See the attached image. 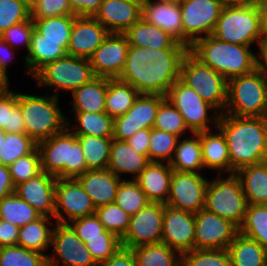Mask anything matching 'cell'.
<instances>
[{
  "mask_svg": "<svg viewBox=\"0 0 267 266\" xmlns=\"http://www.w3.org/2000/svg\"><path fill=\"white\" fill-rule=\"evenodd\" d=\"M108 78L94 77L72 92L73 112H105Z\"/></svg>",
  "mask_w": 267,
  "mask_h": 266,
  "instance_id": "f546056e",
  "label": "cell"
},
{
  "mask_svg": "<svg viewBox=\"0 0 267 266\" xmlns=\"http://www.w3.org/2000/svg\"><path fill=\"white\" fill-rule=\"evenodd\" d=\"M150 161L132 148L126 141L113 139L107 169L121 178L122 173H129L135 180Z\"/></svg>",
  "mask_w": 267,
  "mask_h": 266,
  "instance_id": "83f0119b",
  "label": "cell"
},
{
  "mask_svg": "<svg viewBox=\"0 0 267 266\" xmlns=\"http://www.w3.org/2000/svg\"><path fill=\"white\" fill-rule=\"evenodd\" d=\"M98 266H136L134 254L131 249L121 247L108 260Z\"/></svg>",
  "mask_w": 267,
  "mask_h": 266,
  "instance_id": "94428289",
  "label": "cell"
},
{
  "mask_svg": "<svg viewBox=\"0 0 267 266\" xmlns=\"http://www.w3.org/2000/svg\"><path fill=\"white\" fill-rule=\"evenodd\" d=\"M221 177L218 173L217 178L208 182L204 208L240 227L248 206L242 184L235 173Z\"/></svg>",
  "mask_w": 267,
  "mask_h": 266,
  "instance_id": "ba28073f",
  "label": "cell"
},
{
  "mask_svg": "<svg viewBox=\"0 0 267 266\" xmlns=\"http://www.w3.org/2000/svg\"><path fill=\"white\" fill-rule=\"evenodd\" d=\"M141 17L148 23L169 33L183 44V27L180 4L169 5L152 0L142 3Z\"/></svg>",
  "mask_w": 267,
  "mask_h": 266,
  "instance_id": "484cf974",
  "label": "cell"
},
{
  "mask_svg": "<svg viewBox=\"0 0 267 266\" xmlns=\"http://www.w3.org/2000/svg\"><path fill=\"white\" fill-rule=\"evenodd\" d=\"M96 207L76 178H58L55 185V221H71L95 214Z\"/></svg>",
  "mask_w": 267,
  "mask_h": 266,
  "instance_id": "4fadbf2b",
  "label": "cell"
},
{
  "mask_svg": "<svg viewBox=\"0 0 267 266\" xmlns=\"http://www.w3.org/2000/svg\"><path fill=\"white\" fill-rule=\"evenodd\" d=\"M95 215L103 224L106 231L115 234L120 239L123 238L129 228L131 216L115 202L97 207Z\"/></svg>",
  "mask_w": 267,
  "mask_h": 266,
  "instance_id": "7dc6e473",
  "label": "cell"
},
{
  "mask_svg": "<svg viewBox=\"0 0 267 266\" xmlns=\"http://www.w3.org/2000/svg\"><path fill=\"white\" fill-rule=\"evenodd\" d=\"M129 47L124 33H109L89 58L95 77L119 78L125 67Z\"/></svg>",
  "mask_w": 267,
  "mask_h": 266,
  "instance_id": "d6986e66",
  "label": "cell"
},
{
  "mask_svg": "<svg viewBox=\"0 0 267 266\" xmlns=\"http://www.w3.org/2000/svg\"><path fill=\"white\" fill-rule=\"evenodd\" d=\"M139 94L129 83L108 78L105 112L113 118L125 114Z\"/></svg>",
  "mask_w": 267,
  "mask_h": 266,
  "instance_id": "d590c367",
  "label": "cell"
},
{
  "mask_svg": "<svg viewBox=\"0 0 267 266\" xmlns=\"http://www.w3.org/2000/svg\"><path fill=\"white\" fill-rule=\"evenodd\" d=\"M71 121L61 133L37 143L41 171L58 178H77L87 171L81 144L71 132Z\"/></svg>",
  "mask_w": 267,
  "mask_h": 266,
  "instance_id": "277c9868",
  "label": "cell"
},
{
  "mask_svg": "<svg viewBox=\"0 0 267 266\" xmlns=\"http://www.w3.org/2000/svg\"><path fill=\"white\" fill-rule=\"evenodd\" d=\"M179 79L192 89L220 114L225 112L227 104L228 81L211 67L203 64L190 51L181 62Z\"/></svg>",
  "mask_w": 267,
  "mask_h": 266,
  "instance_id": "52a82bcc",
  "label": "cell"
},
{
  "mask_svg": "<svg viewBox=\"0 0 267 266\" xmlns=\"http://www.w3.org/2000/svg\"><path fill=\"white\" fill-rule=\"evenodd\" d=\"M76 137L81 144L87 170L107 169L113 138L91 135H76Z\"/></svg>",
  "mask_w": 267,
  "mask_h": 266,
  "instance_id": "f35d334b",
  "label": "cell"
},
{
  "mask_svg": "<svg viewBox=\"0 0 267 266\" xmlns=\"http://www.w3.org/2000/svg\"><path fill=\"white\" fill-rule=\"evenodd\" d=\"M131 250L136 266H182V255L163 243L143 245Z\"/></svg>",
  "mask_w": 267,
  "mask_h": 266,
  "instance_id": "8d00e7d4",
  "label": "cell"
},
{
  "mask_svg": "<svg viewBox=\"0 0 267 266\" xmlns=\"http://www.w3.org/2000/svg\"><path fill=\"white\" fill-rule=\"evenodd\" d=\"M153 1L165 3V4H169V5H174V4H180L183 0H153Z\"/></svg>",
  "mask_w": 267,
  "mask_h": 266,
  "instance_id": "8c879c8a",
  "label": "cell"
},
{
  "mask_svg": "<svg viewBox=\"0 0 267 266\" xmlns=\"http://www.w3.org/2000/svg\"><path fill=\"white\" fill-rule=\"evenodd\" d=\"M189 49H151L130 46L125 67L118 78L140 94L166 96L179 79L180 65Z\"/></svg>",
  "mask_w": 267,
  "mask_h": 266,
  "instance_id": "6da1fadb",
  "label": "cell"
},
{
  "mask_svg": "<svg viewBox=\"0 0 267 266\" xmlns=\"http://www.w3.org/2000/svg\"><path fill=\"white\" fill-rule=\"evenodd\" d=\"M165 97L183 116L184 122L192 134L212 130L209 125L211 122L215 129L217 128L220 113H214L209 117L208 112L211 110L216 112V109L180 79L170 87Z\"/></svg>",
  "mask_w": 267,
  "mask_h": 266,
  "instance_id": "8fae6325",
  "label": "cell"
},
{
  "mask_svg": "<svg viewBox=\"0 0 267 266\" xmlns=\"http://www.w3.org/2000/svg\"><path fill=\"white\" fill-rule=\"evenodd\" d=\"M189 51L227 81L256 69V55L250 46L224 42L212 35L198 39Z\"/></svg>",
  "mask_w": 267,
  "mask_h": 266,
  "instance_id": "3957f363",
  "label": "cell"
},
{
  "mask_svg": "<svg viewBox=\"0 0 267 266\" xmlns=\"http://www.w3.org/2000/svg\"><path fill=\"white\" fill-rule=\"evenodd\" d=\"M89 195L95 207L115 201L121 178L108 169L87 170L76 178Z\"/></svg>",
  "mask_w": 267,
  "mask_h": 266,
  "instance_id": "cb8c5ba5",
  "label": "cell"
},
{
  "mask_svg": "<svg viewBox=\"0 0 267 266\" xmlns=\"http://www.w3.org/2000/svg\"><path fill=\"white\" fill-rule=\"evenodd\" d=\"M77 121L75 135H91L102 138L113 137L114 118L106 112H74Z\"/></svg>",
  "mask_w": 267,
  "mask_h": 266,
  "instance_id": "60d3db41",
  "label": "cell"
},
{
  "mask_svg": "<svg viewBox=\"0 0 267 266\" xmlns=\"http://www.w3.org/2000/svg\"><path fill=\"white\" fill-rule=\"evenodd\" d=\"M153 128L168 132L181 138L189 130L183 116L166 98L161 102Z\"/></svg>",
  "mask_w": 267,
  "mask_h": 266,
  "instance_id": "681fc988",
  "label": "cell"
},
{
  "mask_svg": "<svg viewBox=\"0 0 267 266\" xmlns=\"http://www.w3.org/2000/svg\"><path fill=\"white\" fill-rule=\"evenodd\" d=\"M130 46L151 49H189L161 28L146 22L142 17L125 33Z\"/></svg>",
  "mask_w": 267,
  "mask_h": 266,
  "instance_id": "4316f807",
  "label": "cell"
},
{
  "mask_svg": "<svg viewBox=\"0 0 267 266\" xmlns=\"http://www.w3.org/2000/svg\"><path fill=\"white\" fill-rule=\"evenodd\" d=\"M35 29L33 20L30 18L27 21L12 25L7 30L0 34V37L9 44L13 49L16 46H25L27 51L30 47L32 33ZM19 44V45H18Z\"/></svg>",
  "mask_w": 267,
  "mask_h": 266,
  "instance_id": "11a10c76",
  "label": "cell"
},
{
  "mask_svg": "<svg viewBox=\"0 0 267 266\" xmlns=\"http://www.w3.org/2000/svg\"><path fill=\"white\" fill-rule=\"evenodd\" d=\"M76 15L32 19L35 29L31 40L62 42L67 51L74 18Z\"/></svg>",
  "mask_w": 267,
  "mask_h": 266,
  "instance_id": "1f68e13d",
  "label": "cell"
},
{
  "mask_svg": "<svg viewBox=\"0 0 267 266\" xmlns=\"http://www.w3.org/2000/svg\"><path fill=\"white\" fill-rule=\"evenodd\" d=\"M161 243L178 251L181 255L192 251L195 243L194 213L165 204Z\"/></svg>",
  "mask_w": 267,
  "mask_h": 266,
  "instance_id": "ffe728a7",
  "label": "cell"
},
{
  "mask_svg": "<svg viewBox=\"0 0 267 266\" xmlns=\"http://www.w3.org/2000/svg\"><path fill=\"white\" fill-rule=\"evenodd\" d=\"M58 97L18 93L26 134L36 143L61 133L67 128V119L58 106Z\"/></svg>",
  "mask_w": 267,
  "mask_h": 266,
  "instance_id": "5b68a950",
  "label": "cell"
},
{
  "mask_svg": "<svg viewBox=\"0 0 267 266\" xmlns=\"http://www.w3.org/2000/svg\"><path fill=\"white\" fill-rule=\"evenodd\" d=\"M57 177L41 171L35 177L15 186V193L41 216H55V185Z\"/></svg>",
  "mask_w": 267,
  "mask_h": 266,
  "instance_id": "44dd1931",
  "label": "cell"
},
{
  "mask_svg": "<svg viewBox=\"0 0 267 266\" xmlns=\"http://www.w3.org/2000/svg\"><path fill=\"white\" fill-rule=\"evenodd\" d=\"M68 224L84 243L89 238L102 237V233L106 231L95 214L75 219Z\"/></svg>",
  "mask_w": 267,
  "mask_h": 266,
  "instance_id": "9f6ffc18",
  "label": "cell"
},
{
  "mask_svg": "<svg viewBox=\"0 0 267 266\" xmlns=\"http://www.w3.org/2000/svg\"><path fill=\"white\" fill-rule=\"evenodd\" d=\"M151 136V129H143L137 131L126 142L139 153L145 155L148 158L149 142Z\"/></svg>",
  "mask_w": 267,
  "mask_h": 266,
  "instance_id": "6125c7cd",
  "label": "cell"
},
{
  "mask_svg": "<svg viewBox=\"0 0 267 266\" xmlns=\"http://www.w3.org/2000/svg\"><path fill=\"white\" fill-rule=\"evenodd\" d=\"M52 225L49 217L41 216L35 221L20 227L17 245L29 250L44 254L51 247L52 231L48 226Z\"/></svg>",
  "mask_w": 267,
  "mask_h": 266,
  "instance_id": "e575fe53",
  "label": "cell"
},
{
  "mask_svg": "<svg viewBox=\"0 0 267 266\" xmlns=\"http://www.w3.org/2000/svg\"><path fill=\"white\" fill-rule=\"evenodd\" d=\"M194 249H227L239 233V227L205 208L194 213Z\"/></svg>",
  "mask_w": 267,
  "mask_h": 266,
  "instance_id": "ac0fdd59",
  "label": "cell"
},
{
  "mask_svg": "<svg viewBox=\"0 0 267 266\" xmlns=\"http://www.w3.org/2000/svg\"><path fill=\"white\" fill-rule=\"evenodd\" d=\"M217 132L212 130L199 132L202 147L203 165L206 169H216L231 174V163L228 153L226 139L222 132L216 128Z\"/></svg>",
  "mask_w": 267,
  "mask_h": 266,
  "instance_id": "f1b7e54d",
  "label": "cell"
},
{
  "mask_svg": "<svg viewBox=\"0 0 267 266\" xmlns=\"http://www.w3.org/2000/svg\"><path fill=\"white\" fill-rule=\"evenodd\" d=\"M13 49L9 44H7L1 37H0V68L3 69L6 73L8 67V61L13 59L14 54ZM10 60V61H11Z\"/></svg>",
  "mask_w": 267,
  "mask_h": 266,
  "instance_id": "e7e4bbea",
  "label": "cell"
},
{
  "mask_svg": "<svg viewBox=\"0 0 267 266\" xmlns=\"http://www.w3.org/2000/svg\"><path fill=\"white\" fill-rule=\"evenodd\" d=\"M260 17V35L261 41H267V0L262 3L258 8Z\"/></svg>",
  "mask_w": 267,
  "mask_h": 266,
  "instance_id": "003e7915",
  "label": "cell"
},
{
  "mask_svg": "<svg viewBox=\"0 0 267 266\" xmlns=\"http://www.w3.org/2000/svg\"><path fill=\"white\" fill-rule=\"evenodd\" d=\"M124 1H131V2H143L144 0H124Z\"/></svg>",
  "mask_w": 267,
  "mask_h": 266,
  "instance_id": "34e18365",
  "label": "cell"
},
{
  "mask_svg": "<svg viewBox=\"0 0 267 266\" xmlns=\"http://www.w3.org/2000/svg\"><path fill=\"white\" fill-rule=\"evenodd\" d=\"M109 33L94 17L76 16L67 55L89 59Z\"/></svg>",
  "mask_w": 267,
  "mask_h": 266,
  "instance_id": "7402d4cb",
  "label": "cell"
},
{
  "mask_svg": "<svg viewBox=\"0 0 267 266\" xmlns=\"http://www.w3.org/2000/svg\"><path fill=\"white\" fill-rule=\"evenodd\" d=\"M30 11L34 9V7L41 1V0H20Z\"/></svg>",
  "mask_w": 267,
  "mask_h": 266,
  "instance_id": "2644e50d",
  "label": "cell"
},
{
  "mask_svg": "<svg viewBox=\"0 0 267 266\" xmlns=\"http://www.w3.org/2000/svg\"><path fill=\"white\" fill-rule=\"evenodd\" d=\"M208 182L201 173L173 170L166 205L191 213L204 209Z\"/></svg>",
  "mask_w": 267,
  "mask_h": 266,
  "instance_id": "e0dca14e",
  "label": "cell"
},
{
  "mask_svg": "<svg viewBox=\"0 0 267 266\" xmlns=\"http://www.w3.org/2000/svg\"><path fill=\"white\" fill-rule=\"evenodd\" d=\"M15 192L10 170L8 166L0 164V200Z\"/></svg>",
  "mask_w": 267,
  "mask_h": 266,
  "instance_id": "be15d7a7",
  "label": "cell"
},
{
  "mask_svg": "<svg viewBox=\"0 0 267 266\" xmlns=\"http://www.w3.org/2000/svg\"><path fill=\"white\" fill-rule=\"evenodd\" d=\"M9 80L7 73L0 68V95H3L7 92H9Z\"/></svg>",
  "mask_w": 267,
  "mask_h": 266,
  "instance_id": "89a4df30",
  "label": "cell"
},
{
  "mask_svg": "<svg viewBox=\"0 0 267 266\" xmlns=\"http://www.w3.org/2000/svg\"><path fill=\"white\" fill-rule=\"evenodd\" d=\"M242 184L248 204L267 205V165H249L235 173Z\"/></svg>",
  "mask_w": 267,
  "mask_h": 266,
  "instance_id": "4dcf8cb0",
  "label": "cell"
},
{
  "mask_svg": "<svg viewBox=\"0 0 267 266\" xmlns=\"http://www.w3.org/2000/svg\"><path fill=\"white\" fill-rule=\"evenodd\" d=\"M223 6V0H183V45L190 48L198 39L212 35Z\"/></svg>",
  "mask_w": 267,
  "mask_h": 266,
  "instance_id": "7c38bea8",
  "label": "cell"
},
{
  "mask_svg": "<svg viewBox=\"0 0 267 266\" xmlns=\"http://www.w3.org/2000/svg\"><path fill=\"white\" fill-rule=\"evenodd\" d=\"M172 174L169 163L149 162L135 181L150 202L166 204Z\"/></svg>",
  "mask_w": 267,
  "mask_h": 266,
  "instance_id": "d4e9b609",
  "label": "cell"
},
{
  "mask_svg": "<svg viewBox=\"0 0 267 266\" xmlns=\"http://www.w3.org/2000/svg\"><path fill=\"white\" fill-rule=\"evenodd\" d=\"M0 266H48L47 255L21 246L0 248Z\"/></svg>",
  "mask_w": 267,
  "mask_h": 266,
  "instance_id": "bcb514c9",
  "label": "cell"
},
{
  "mask_svg": "<svg viewBox=\"0 0 267 266\" xmlns=\"http://www.w3.org/2000/svg\"><path fill=\"white\" fill-rule=\"evenodd\" d=\"M51 246L54 252L47 255L48 266H98L86 244L69 224L55 223Z\"/></svg>",
  "mask_w": 267,
  "mask_h": 266,
  "instance_id": "9a60e30c",
  "label": "cell"
},
{
  "mask_svg": "<svg viewBox=\"0 0 267 266\" xmlns=\"http://www.w3.org/2000/svg\"><path fill=\"white\" fill-rule=\"evenodd\" d=\"M0 128L6 133H26L18 93L10 90L0 95Z\"/></svg>",
  "mask_w": 267,
  "mask_h": 266,
  "instance_id": "7bdbcfd3",
  "label": "cell"
},
{
  "mask_svg": "<svg viewBox=\"0 0 267 266\" xmlns=\"http://www.w3.org/2000/svg\"><path fill=\"white\" fill-rule=\"evenodd\" d=\"M68 2L76 16L94 17L103 0H68Z\"/></svg>",
  "mask_w": 267,
  "mask_h": 266,
  "instance_id": "680465c9",
  "label": "cell"
},
{
  "mask_svg": "<svg viewBox=\"0 0 267 266\" xmlns=\"http://www.w3.org/2000/svg\"><path fill=\"white\" fill-rule=\"evenodd\" d=\"M130 216L136 214L150 201L135 180H122L114 201Z\"/></svg>",
  "mask_w": 267,
  "mask_h": 266,
  "instance_id": "f6af8a7d",
  "label": "cell"
},
{
  "mask_svg": "<svg viewBox=\"0 0 267 266\" xmlns=\"http://www.w3.org/2000/svg\"><path fill=\"white\" fill-rule=\"evenodd\" d=\"M37 143L26 133H6L0 154V164L10 166L18 158L32 153Z\"/></svg>",
  "mask_w": 267,
  "mask_h": 266,
  "instance_id": "ee69618b",
  "label": "cell"
},
{
  "mask_svg": "<svg viewBox=\"0 0 267 266\" xmlns=\"http://www.w3.org/2000/svg\"><path fill=\"white\" fill-rule=\"evenodd\" d=\"M227 250L232 266H267V249L240 232Z\"/></svg>",
  "mask_w": 267,
  "mask_h": 266,
  "instance_id": "d6a6232c",
  "label": "cell"
},
{
  "mask_svg": "<svg viewBox=\"0 0 267 266\" xmlns=\"http://www.w3.org/2000/svg\"><path fill=\"white\" fill-rule=\"evenodd\" d=\"M20 227L0 219V248L16 246Z\"/></svg>",
  "mask_w": 267,
  "mask_h": 266,
  "instance_id": "91938a15",
  "label": "cell"
},
{
  "mask_svg": "<svg viewBox=\"0 0 267 266\" xmlns=\"http://www.w3.org/2000/svg\"><path fill=\"white\" fill-rule=\"evenodd\" d=\"M8 167L14 186L35 177L41 172V161L38 148L32 153L18 158Z\"/></svg>",
  "mask_w": 267,
  "mask_h": 266,
  "instance_id": "f5cc1de1",
  "label": "cell"
},
{
  "mask_svg": "<svg viewBox=\"0 0 267 266\" xmlns=\"http://www.w3.org/2000/svg\"><path fill=\"white\" fill-rule=\"evenodd\" d=\"M30 18L31 11L20 0H0V34Z\"/></svg>",
  "mask_w": 267,
  "mask_h": 266,
  "instance_id": "db71d44e",
  "label": "cell"
},
{
  "mask_svg": "<svg viewBox=\"0 0 267 266\" xmlns=\"http://www.w3.org/2000/svg\"><path fill=\"white\" fill-rule=\"evenodd\" d=\"M165 204L150 202L130 218L127 232L121 239L123 248L161 243Z\"/></svg>",
  "mask_w": 267,
  "mask_h": 266,
  "instance_id": "5bb4252c",
  "label": "cell"
},
{
  "mask_svg": "<svg viewBox=\"0 0 267 266\" xmlns=\"http://www.w3.org/2000/svg\"><path fill=\"white\" fill-rule=\"evenodd\" d=\"M5 135H6L5 130L0 128V154H1L2 144L5 140Z\"/></svg>",
  "mask_w": 267,
  "mask_h": 266,
  "instance_id": "753ad0ef",
  "label": "cell"
},
{
  "mask_svg": "<svg viewBox=\"0 0 267 266\" xmlns=\"http://www.w3.org/2000/svg\"><path fill=\"white\" fill-rule=\"evenodd\" d=\"M193 136L194 138L178 140L173 157L169 162L173 170L194 173L204 170L199 133H193Z\"/></svg>",
  "mask_w": 267,
  "mask_h": 266,
  "instance_id": "836d02e7",
  "label": "cell"
},
{
  "mask_svg": "<svg viewBox=\"0 0 267 266\" xmlns=\"http://www.w3.org/2000/svg\"><path fill=\"white\" fill-rule=\"evenodd\" d=\"M258 47L260 51L256 55V69L267 79V41L261 42Z\"/></svg>",
  "mask_w": 267,
  "mask_h": 266,
  "instance_id": "03108f58",
  "label": "cell"
},
{
  "mask_svg": "<svg viewBox=\"0 0 267 266\" xmlns=\"http://www.w3.org/2000/svg\"><path fill=\"white\" fill-rule=\"evenodd\" d=\"M212 36L232 44L259 46L262 41L258 9L224 5Z\"/></svg>",
  "mask_w": 267,
  "mask_h": 266,
  "instance_id": "9c48e42d",
  "label": "cell"
},
{
  "mask_svg": "<svg viewBox=\"0 0 267 266\" xmlns=\"http://www.w3.org/2000/svg\"><path fill=\"white\" fill-rule=\"evenodd\" d=\"M41 215L15 192L0 200V219L18 227L35 221Z\"/></svg>",
  "mask_w": 267,
  "mask_h": 266,
  "instance_id": "ab89813d",
  "label": "cell"
},
{
  "mask_svg": "<svg viewBox=\"0 0 267 266\" xmlns=\"http://www.w3.org/2000/svg\"><path fill=\"white\" fill-rule=\"evenodd\" d=\"M180 137L151 128V136L148 150V160L150 162L169 163L173 157V153Z\"/></svg>",
  "mask_w": 267,
  "mask_h": 266,
  "instance_id": "c3c4849f",
  "label": "cell"
},
{
  "mask_svg": "<svg viewBox=\"0 0 267 266\" xmlns=\"http://www.w3.org/2000/svg\"><path fill=\"white\" fill-rule=\"evenodd\" d=\"M33 77L37 85L56 89L54 95L59 97L60 90L73 92L90 82L95 75L89 59L66 55L46 64Z\"/></svg>",
  "mask_w": 267,
  "mask_h": 266,
  "instance_id": "30bf717a",
  "label": "cell"
},
{
  "mask_svg": "<svg viewBox=\"0 0 267 266\" xmlns=\"http://www.w3.org/2000/svg\"><path fill=\"white\" fill-rule=\"evenodd\" d=\"M67 55L62 42L31 40L25 64L28 74L32 77L46 64Z\"/></svg>",
  "mask_w": 267,
  "mask_h": 266,
  "instance_id": "74e56055",
  "label": "cell"
},
{
  "mask_svg": "<svg viewBox=\"0 0 267 266\" xmlns=\"http://www.w3.org/2000/svg\"><path fill=\"white\" fill-rule=\"evenodd\" d=\"M85 244L97 264L108 260L122 247L121 239L108 231L102 237L89 238Z\"/></svg>",
  "mask_w": 267,
  "mask_h": 266,
  "instance_id": "816d5d0a",
  "label": "cell"
},
{
  "mask_svg": "<svg viewBox=\"0 0 267 266\" xmlns=\"http://www.w3.org/2000/svg\"><path fill=\"white\" fill-rule=\"evenodd\" d=\"M224 114L267 117V79L257 69L228 80Z\"/></svg>",
  "mask_w": 267,
  "mask_h": 266,
  "instance_id": "8992f818",
  "label": "cell"
},
{
  "mask_svg": "<svg viewBox=\"0 0 267 266\" xmlns=\"http://www.w3.org/2000/svg\"><path fill=\"white\" fill-rule=\"evenodd\" d=\"M165 98L159 94H139L125 114L114 118L112 138L126 141L139 130L153 128L157 110Z\"/></svg>",
  "mask_w": 267,
  "mask_h": 266,
  "instance_id": "2e32d148",
  "label": "cell"
},
{
  "mask_svg": "<svg viewBox=\"0 0 267 266\" xmlns=\"http://www.w3.org/2000/svg\"><path fill=\"white\" fill-rule=\"evenodd\" d=\"M182 266H232L227 249H193L182 254Z\"/></svg>",
  "mask_w": 267,
  "mask_h": 266,
  "instance_id": "f907efd6",
  "label": "cell"
},
{
  "mask_svg": "<svg viewBox=\"0 0 267 266\" xmlns=\"http://www.w3.org/2000/svg\"><path fill=\"white\" fill-rule=\"evenodd\" d=\"M65 15H76L68 0H41L31 11V19H43Z\"/></svg>",
  "mask_w": 267,
  "mask_h": 266,
  "instance_id": "6f0895ef",
  "label": "cell"
},
{
  "mask_svg": "<svg viewBox=\"0 0 267 266\" xmlns=\"http://www.w3.org/2000/svg\"><path fill=\"white\" fill-rule=\"evenodd\" d=\"M217 128L224 135L231 174L264 162L267 158V117H240L220 114Z\"/></svg>",
  "mask_w": 267,
  "mask_h": 266,
  "instance_id": "7a4b0ae2",
  "label": "cell"
},
{
  "mask_svg": "<svg viewBox=\"0 0 267 266\" xmlns=\"http://www.w3.org/2000/svg\"><path fill=\"white\" fill-rule=\"evenodd\" d=\"M142 3L103 0L94 18L110 33H125L141 18Z\"/></svg>",
  "mask_w": 267,
  "mask_h": 266,
  "instance_id": "603a6c76",
  "label": "cell"
},
{
  "mask_svg": "<svg viewBox=\"0 0 267 266\" xmlns=\"http://www.w3.org/2000/svg\"><path fill=\"white\" fill-rule=\"evenodd\" d=\"M239 232L267 249V205L248 204Z\"/></svg>",
  "mask_w": 267,
  "mask_h": 266,
  "instance_id": "b9f144b4",
  "label": "cell"
},
{
  "mask_svg": "<svg viewBox=\"0 0 267 266\" xmlns=\"http://www.w3.org/2000/svg\"><path fill=\"white\" fill-rule=\"evenodd\" d=\"M266 0H223V4L234 7L258 8Z\"/></svg>",
  "mask_w": 267,
  "mask_h": 266,
  "instance_id": "a7ac6f4b",
  "label": "cell"
}]
</instances>
